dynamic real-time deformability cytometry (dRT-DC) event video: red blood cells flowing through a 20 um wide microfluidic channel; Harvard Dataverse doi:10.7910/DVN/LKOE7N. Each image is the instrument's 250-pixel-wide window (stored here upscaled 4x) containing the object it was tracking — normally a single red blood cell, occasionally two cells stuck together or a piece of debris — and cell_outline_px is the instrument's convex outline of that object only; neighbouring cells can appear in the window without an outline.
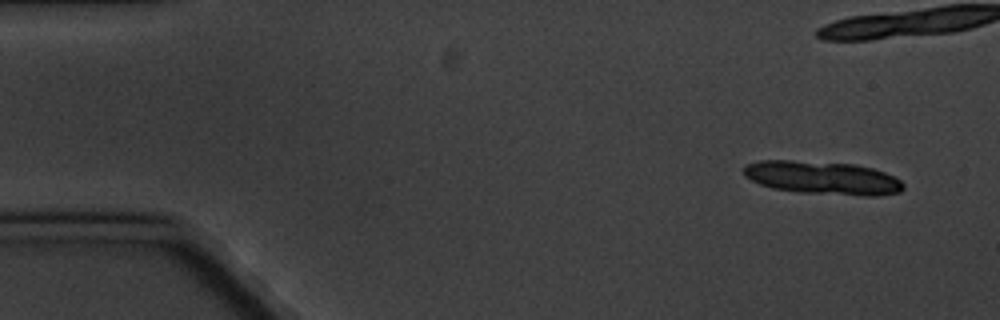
{"species": "common noctule bat (a hibernating species)", "species_latin": "Nyctalus noctula", "temperature_condition": "cold", "stored_images_in_passage": 17, "camera_frame_rate_fps": 3000, "um_per_image_px": 0.085, "animal": {"sex": "male", "body_mass_g": 20.1, "forearm_length_mm": 53.5}, "frame": {"image": 1, "passage_image": 1, "time_ms": 0.0, "image_size_px": [1000, 320], "cell_outline_px": [[904, 188], [900, 192], [876, 196], [864, 196], [800, 192], [772, 188], [760, 184], [744, 176], [744, 168], [748, 164], [760, 160], [792, 160], [856, 164], [872, 168], [884, 172], [900, 180], [904, 184]], "centroid_in_image_um": [69.94, 15.11], "position_along_channel_um": 15.1, "area_um2": 30.92}, "authors_computed_cell_mechanics": {"area_um2": 15.0858, "velocity_mm_per_s": 3.2592, "shape_relaxation_time_tau1_ms": null, "shape_relaxation_time_tau2_ms": 2.5932, "deformation_change_tau1": null, "deformation_change_tau2": 0.0573}}